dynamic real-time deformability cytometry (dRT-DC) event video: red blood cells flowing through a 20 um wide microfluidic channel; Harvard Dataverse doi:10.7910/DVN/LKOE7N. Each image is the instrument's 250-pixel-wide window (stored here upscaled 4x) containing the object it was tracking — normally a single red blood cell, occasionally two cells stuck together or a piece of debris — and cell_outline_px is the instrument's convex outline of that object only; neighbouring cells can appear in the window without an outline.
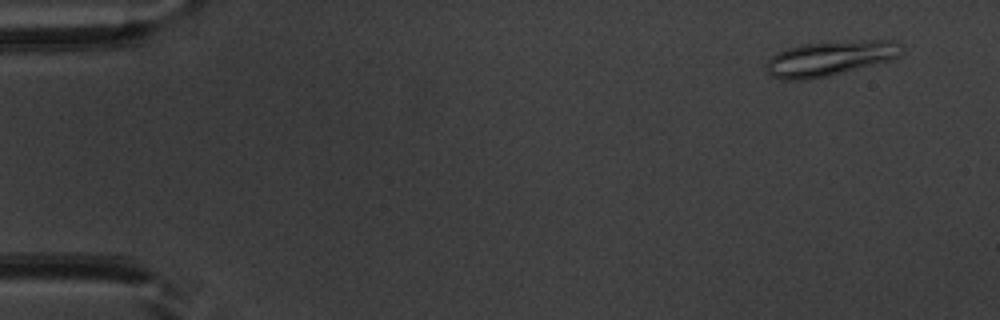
{"species": "common noctule bat (a hibernating species)", "species_latin": "Nyctalus noctula", "temperature_condition": "warm", "stored_images_in_passage": 52, "camera_frame_rate_fps": 3000, "um_per_image_px": 0.085, "animal": {"sex": "male", "body_mass_g": 20.1, "forearm_length_mm": 53.5}, "frame": {"image": 1, "passage_image": 4, "time_ms": 1.0, "image_size_px": [1000, 320], "cell_outline_px": [[904, 48], [896, 56], [888, 60], [828, 76], [808, 80], [784, 80], [772, 76], [764, 68], [764, 64], [772, 56], [788, 48], [804, 44], [872, 40], [892, 40], [900, 44]], "centroid_in_image_um": [70.49, 4.98], "position_along_channel_um": 14.5, "area_um2": 26.93}}
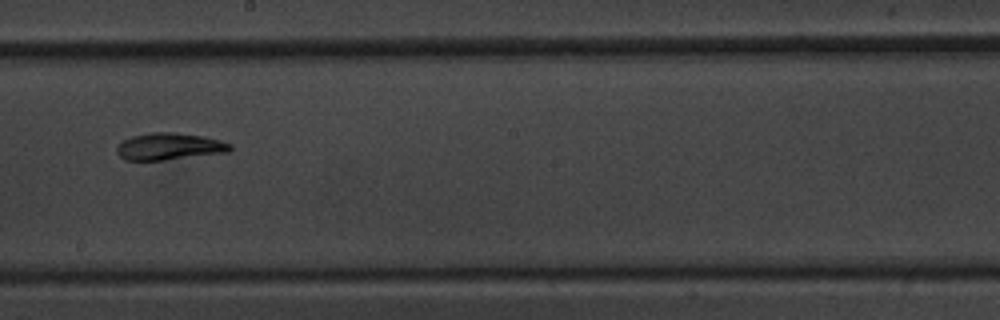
{"frame": {"image": 2, "passage_image": 30, "time_ms": 9.667, "image_size_px": [1000, 320], "cell_outline_px": [[232, 148], [228, 152], [164, 160], [124, 160], [116, 152], [116, 148], [124, 140], [132, 136], [152, 132], [176, 132], [204, 136], [220, 140], [232, 144]], "centroid_in_image_um": [14.41, 12.44], "position_along_channel_um": 233.8, "area_um2": 17.8}}
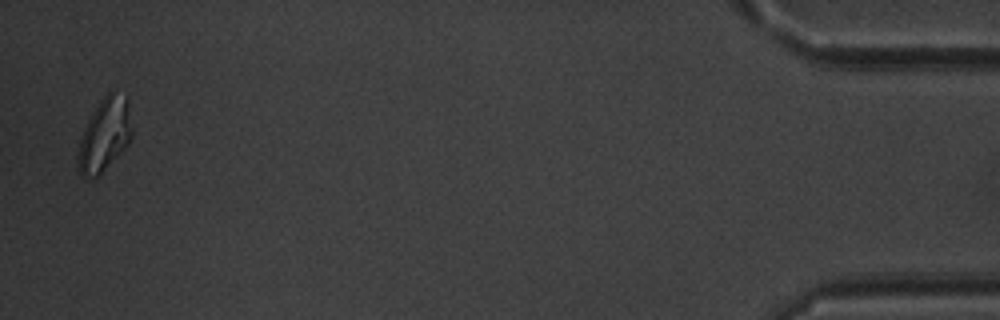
{"frame": {"image": 3, "passage_image": 51, "time_ms": 16.667, "image_size_px": [1000, 320], "cell_outline_px": [[132, 140], [100, 176], [88, 180], [76, 168], [76, 156], [80, 140], [84, 128], [92, 112], [100, 100], [108, 92], [112, 92], [128, 96], [132, 128]], "centroid_in_image_um": [8.89, 11.51], "position_along_channel_um": 426.3, "area_um2": 23.52}, "authors_computed_cell_mechanics": {"area_um2": 18.207, "velocity_mm_per_s": 3.9252, "shape_relaxation_time_tau1_ms": 7.9331, "shape_relaxation_time_tau2_ms": 3.9126, "deformation_change_tau1": 0.2343, "deformation_change_tau2": 0.0937}}